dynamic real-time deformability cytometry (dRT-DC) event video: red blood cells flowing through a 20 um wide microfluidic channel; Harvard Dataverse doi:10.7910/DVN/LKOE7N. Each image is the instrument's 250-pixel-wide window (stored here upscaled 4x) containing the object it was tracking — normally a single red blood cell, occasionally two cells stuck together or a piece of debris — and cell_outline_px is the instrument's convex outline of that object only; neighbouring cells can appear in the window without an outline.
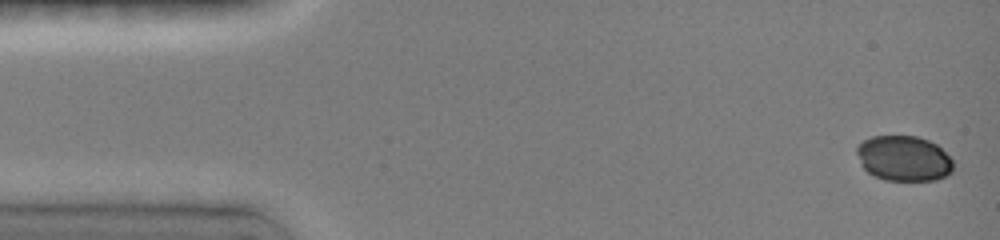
{"species": "common noctule bat (a hibernating species)", "species_latin": "Nyctalus noctula", "temperature_condition": "room temperature", "stored_images_in_passage": 5, "camera_frame_rate_fps": 3000, "um_per_image_px": 0.085, "animal": {"sex": "female", "body_mass_g": 19.0, "forearm_length_mm": 51.5}, "frame": {"image": 1, "passage_image": 1, "time_ms": 0.0, "image_size_px": [1000, 240], "cell_outline_px": [[952, 172], [936, 180], [884, 180], [868, 172], [864, 168], [856, 152], [856, 148], [864, 140], [872, 136], [916, 136], [928, 140], [936, 144], [952, 160]], "centroid_in_image_um": [76.81, 13.46], "position_along_channel_um": 8.2, "area_um2": 25.2}}
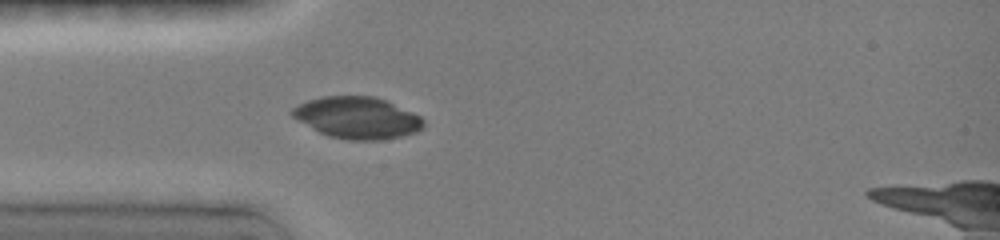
{"frame": {"image": 2, "passage_image": 5, "time_ms": 4.0, "image_size_px": [1000, 240], "cell_outline_px": [[424, 128], [416, 132], [404, 136], [380, 140], [348, 140], [328, 136], [320, 132], [292, 116], [288, 112], [292, 108], [308, 100], [324, 96], [376, 96], [412, 112], [420, 116], [424, 120]], "centroid_in_image_um": [30.39, 10.01], "position_along_channel_um": 54.6, "area_um2": 31.85}}